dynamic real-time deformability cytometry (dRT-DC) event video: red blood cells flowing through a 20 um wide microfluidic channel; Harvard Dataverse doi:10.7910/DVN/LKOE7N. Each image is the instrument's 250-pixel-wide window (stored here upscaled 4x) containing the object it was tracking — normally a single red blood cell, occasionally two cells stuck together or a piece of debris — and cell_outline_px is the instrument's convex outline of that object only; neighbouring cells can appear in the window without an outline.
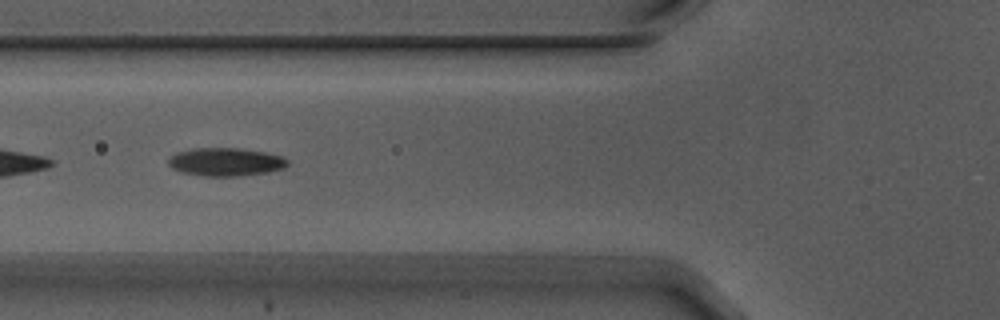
{"species": "Egyptian fruit bat (a non-hibernating species)", "species_latin": "Rousettus aegyptiacus", "temperature_condition": "warm", "stored_images_in_passage": 6, "camera_frame_rate_fps": 3000, "um_per_image_px": 0.085, "animal": {"sex": "male"}, "frame": {"image": 1, "passage_image": 5, "time_ms": 1.333, "image_size_px": [1000, 320], "cell_outline_px": [[288, 164], [284, 168], [268, 172], [240, 176], [204, 176], [180, 172], [172, 168], [168, 164], [168, 160], [172, 156], [180, 152], [192, 148], [236, 148], [264, 152], [280, 156], [288, 160]], "centroid_in_image_um": [19.18, 13.77], "position_along_channel_um": 106.6, "area_um2": 19.42}}
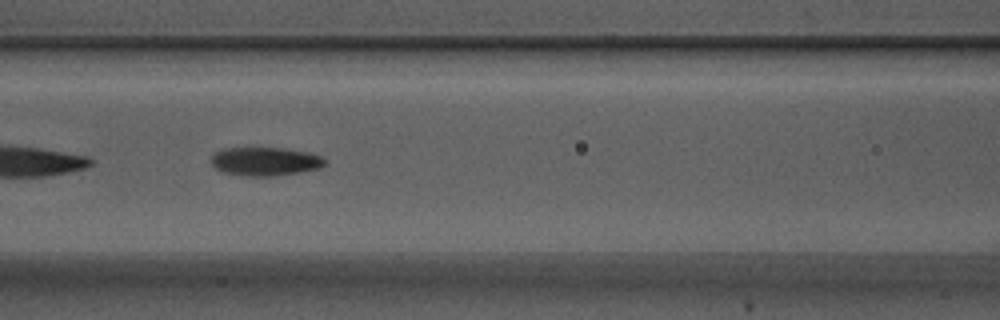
{"frame": {"image": 2, "passage_image": 6, "time_ms": 1.667, "image_size_px": [1000, 320], "cell_outline_px": [[324, 164], [320, 168], [300, 172], [272, 176], [248, 176], [224, 172], [216, 168], [212, 164], [212, 156], [216, 152], [224, 148], [284, 148], [308, 152], [320, 156], [324, 160]], "centroid_in_image_um": [22.54, 13.72], "position_along_channel_um": 144.1, "area_um2": 18.67}}